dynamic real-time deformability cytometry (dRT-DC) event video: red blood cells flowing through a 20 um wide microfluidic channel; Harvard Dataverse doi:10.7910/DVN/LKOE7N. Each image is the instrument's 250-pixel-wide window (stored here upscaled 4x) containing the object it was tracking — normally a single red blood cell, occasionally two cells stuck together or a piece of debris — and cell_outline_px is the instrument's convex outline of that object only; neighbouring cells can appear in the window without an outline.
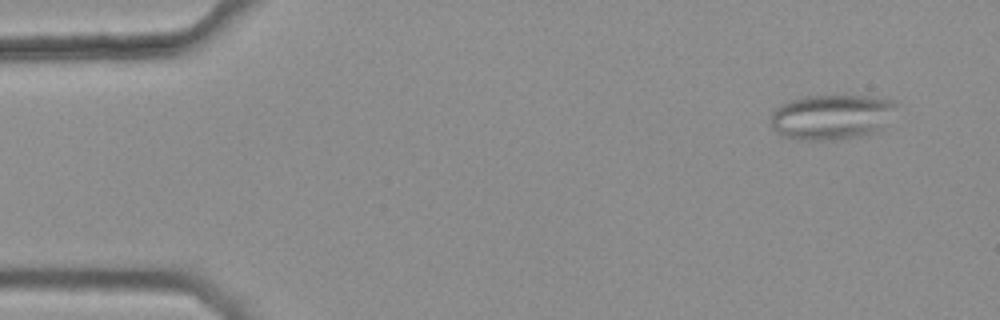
{"species": "common noctule bat (a hibernating species)", "species_latin": "Nyctalus noctula", "temperature_condition": "warm", "stored_images_in_passage": 4, "camera_frame_rate_fps": 3000, "um_per_image_px": 0.085, "animal": {"sex": "female", "body_mass_g": 25.1}, "frame": {"image": 1, "passage_image": 1, "time_ms": 0.0, "image_size_px": [1000, 320], "cell_outline_px": [[900, 104], [880, 128], [876, 132], [860, 136], [828, 140], [796, 140], [780, 136], [772, 128], [772, 112], [780, 104], [788, 100], [804, 96], [872, 96], [896, 100]], "centroid_in_image_um": [70.67, 9.93], "position_along_channel_um": 14.3, "area_um2": 33.29}}